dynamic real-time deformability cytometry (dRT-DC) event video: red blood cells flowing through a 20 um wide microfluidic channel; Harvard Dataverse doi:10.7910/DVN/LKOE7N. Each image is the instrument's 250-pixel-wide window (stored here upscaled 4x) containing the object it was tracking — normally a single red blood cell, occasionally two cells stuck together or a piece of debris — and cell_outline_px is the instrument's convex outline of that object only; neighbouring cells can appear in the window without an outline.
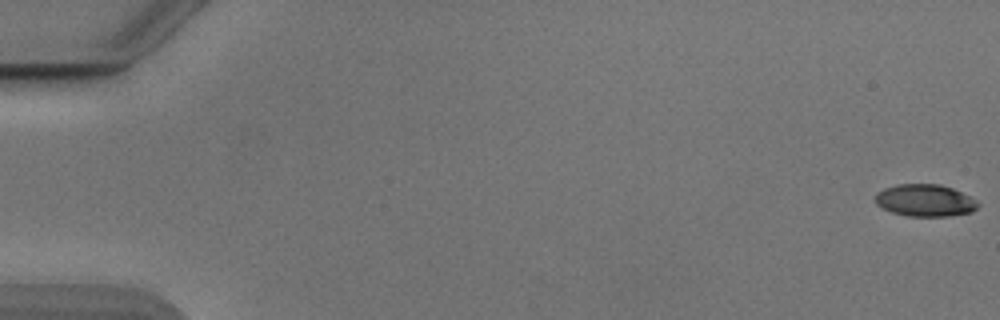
{"species": "Egyptian fruit bat (a non-hibernating species)", "species_latin": "Rousettus aegyptiacus", "temperature_condition": "cold", "stored_images_in_passage": 7, "camera_frame_rate_fps": 3000, "um_per_image_px": 0.085, "animal": {"sex": "male"}, "frame": {"image": 1, "passage_image": 1, "time_ms": 0.0, "image_size_px": [1000, 320], "cell_outline_px": [[980, 204], [972, 212], [948, 216], [908, 216], [892, 212], [876, 204], [876, 192], [884, 188], [896, 184], [940, 184], [952, 188], [976, 200]], "centroid_in_image_um": [78.62, 17.03], "position_along_channel_um": 6.4, "area_um2": 19.13}}